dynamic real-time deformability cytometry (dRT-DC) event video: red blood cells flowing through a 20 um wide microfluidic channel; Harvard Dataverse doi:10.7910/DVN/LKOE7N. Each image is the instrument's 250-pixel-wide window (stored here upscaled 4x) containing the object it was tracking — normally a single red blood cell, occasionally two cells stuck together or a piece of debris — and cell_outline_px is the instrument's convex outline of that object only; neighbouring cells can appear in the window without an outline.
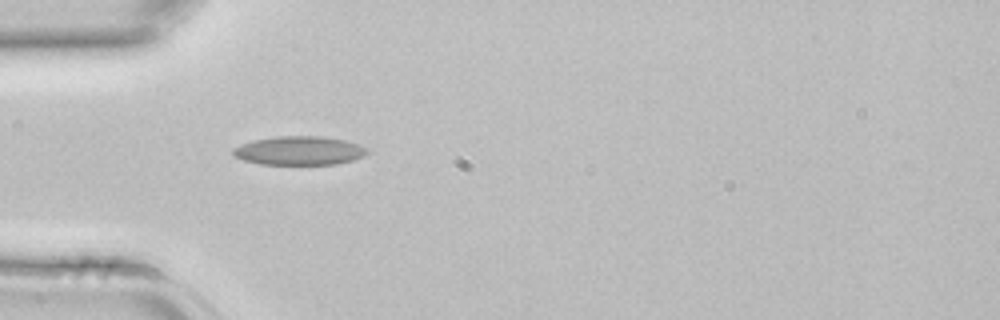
{"species": "common noctule bat (a hibernating species)", "species_latin": "Nyctalus noctula", "temperature_condition": "room temperature", "stored_images_in_passage": 4, "camera_frame_rate_fps": 3000, "um_per_image_px": 0.085, "animal": {"sex": "female", "body_mass_g": 22.7, "forearm_length_mm": 54.2}, "frame": {"image": 1, "passage_image": 3, "time_ms": 0.667, "image_size_px": [1000, 320], "cell_outline_px": [[368, 152], [364, 156], [352, 160], [336, 164], [260, 164], [244, 160], [236, 156], [232, 152], [232, 148], [256, 140], [276, 136], [320, 136], [344, 140], [356, 144], [364, 148]], "centroid_in_image_um": [25.43, 12.81], "position_along_channel_um": 59.6, "area_um2": 22.08}}